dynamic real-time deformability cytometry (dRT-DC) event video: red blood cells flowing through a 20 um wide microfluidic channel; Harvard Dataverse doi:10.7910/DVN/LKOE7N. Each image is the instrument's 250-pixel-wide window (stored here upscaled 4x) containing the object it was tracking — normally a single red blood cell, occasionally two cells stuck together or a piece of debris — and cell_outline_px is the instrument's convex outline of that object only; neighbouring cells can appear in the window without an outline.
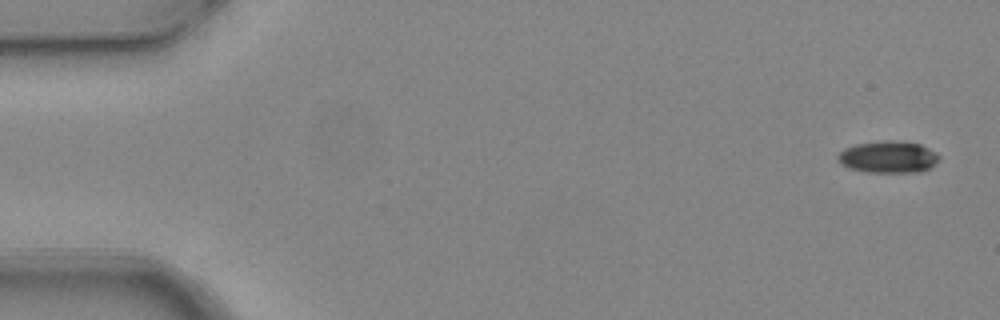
{"species": "common noctule bat (a hibernating species)", "species_latin": "Nyctalus noctula", "temperature_condition": "warm", "stored_images_in_passage": 4, "camera_frame_rate_fps": 3000, "um_per_image_px": 0.085, "animal": {"sex": "female", "body_mass_g": 24.6, "forearm_length_mm": 56.2}, "frame": {"image": 1, "passage_image": 1, "time_ms": 0.0, "image_size_px": [1000, 320], "cell_outline_px": [[940, 156], [928, 168], [916, 172], [868, 172], [848, 168], [840, 164], [836, 160], [836, 156], [844, 148], [856, 144], [888, 140], [892, 140], [920, 144], [936, 152]], "centroid_in_image_um": [75.43, 13.34], "position_along_channel_um": 9.6, "area_um2": 18.67}}
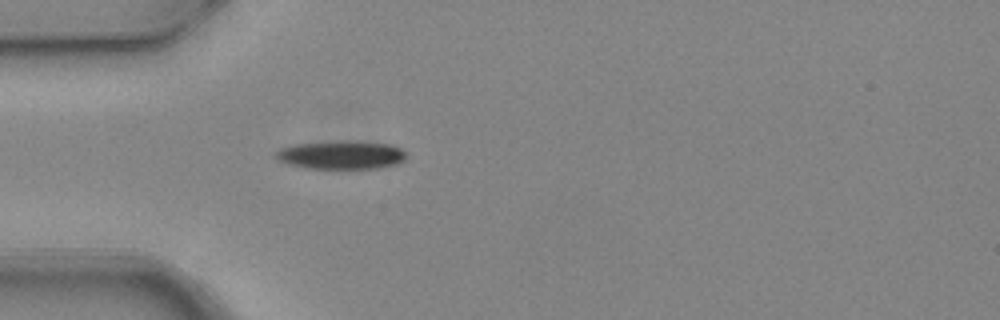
{"frame": {"image": 2, "passage_image": 4, "time_ms": 1.0, "image_size_px": [1000, 320], "cell_outline_px": [[404, 160], [396, 164], [376, 168], [304, 168], [288, 164], [280, 160], [276, 156], [276, 152], [280, 148], [296, 144], [344, 140], [356, 140], [392, 144], [400, 148], [404, 152]], "centroid_in_image_um": [29.01, 13.15], "position_along_channel_um": 56.0, "area_um2": 21.56}}